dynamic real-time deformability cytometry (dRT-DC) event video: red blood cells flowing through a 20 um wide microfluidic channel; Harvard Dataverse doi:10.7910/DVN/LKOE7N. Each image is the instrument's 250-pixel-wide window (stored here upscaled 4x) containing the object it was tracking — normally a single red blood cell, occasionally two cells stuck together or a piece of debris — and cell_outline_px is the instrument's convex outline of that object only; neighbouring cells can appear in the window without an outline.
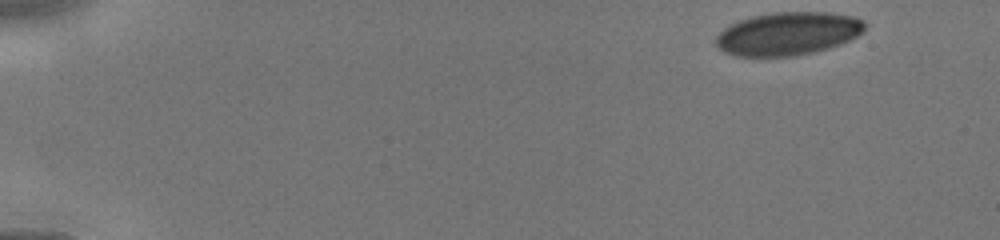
{"species": "human", "species_latin": "Homo sapiens", "temperature_condition": "cold", "stored_images_in_passage": 43, "camera_frame_rate_fps": 3000, "um_per_image_px": 0.085, "donor": {"sex": "male"}, "frame": {"image": 1, "passage_image": 1, "time_ms": 0.0, "image_size_px": [1000, 240], "cell_outline_px": [[864, 32], [840, 44], [828, 48], [812, 52], [792, 56], [736, 56], [724, 52], [716, 44], [716, 36], [728, 24], [752, 16], [776, 12], [824, 12], [852, 16], [864, 20]], "centroid_in_image_um": [66.95, 2.85], "position_along_channel_um": 18.0, "area_um2": 37.22}}
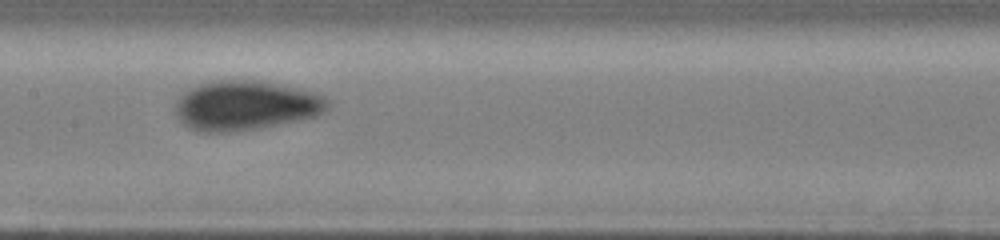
{"frame": {"image": 2, "passage_image": 21, "time_ms": 6.667, "image_size_px": [1000, 240], "cell_outline_px": [[328, 108], [324, 112], [316, 116], [256, 128], [228, 132], [200, 132], [184, 124], [176, 116], [176, 100], [188, 88], [200, 84], [216, 80], [256, 80], [312, 92], [324, 96], [328, 100]], "centroid_in_image_um": [20.83, 8.96], "position_along_channel_um": 186.6, "area_um2": 43.41}}
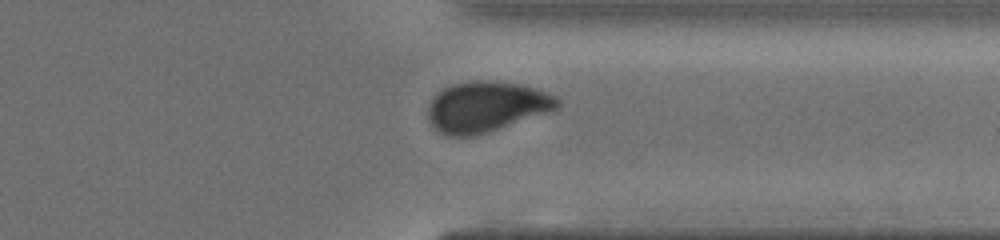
{"frame": {"image": 3, "passage_image": 33, "time_ms": 10.667, "image_size_px": [1000, 240], "cell_outline_px": [[560, 104], [556, 108], [488, 132], [472, 136], [444, 136], [436, 132], [428, 120], [428, 104], [444, 88], [452, 84], [468, 80], [488, 80], [520, 84], [536, 88], [556, 96], [560, 100]], "centroid_in_image_um": [41.27, 9.07], "position_along_channel_um": 370.1, "area_um2": 37.92}}